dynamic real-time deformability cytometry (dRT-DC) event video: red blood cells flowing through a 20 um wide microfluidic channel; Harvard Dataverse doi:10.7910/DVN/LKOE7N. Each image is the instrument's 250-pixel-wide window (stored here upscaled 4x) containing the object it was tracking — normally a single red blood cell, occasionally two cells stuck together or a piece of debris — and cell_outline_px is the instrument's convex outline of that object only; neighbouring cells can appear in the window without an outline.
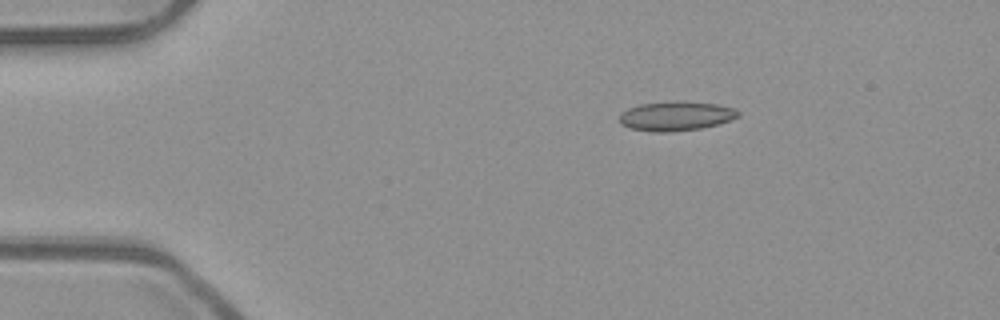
{"species": "common noctule bat (a hibernating species)", "species_latin": "Nyctalus noctula", "temperature_condition": "room temperature", "stored_images_in_passage": 44, "camera_frame_rate_fps": 3000, "um_per_image_px": 0.085, "animal": {"sex": "male", "body_mass_g": 23.1, "forearm_length_mm": 52.7}, "frame": {"image": 1, "passage_image": 1, "time_ms": 0.0, "image_size_px": [1000, 320], "cell_outline_px": [[740, 116], [716, 124], [700, 128], [664, 132], [656, 132], [632, 128], [620, 124], [620, 112], [628, 108], [640, 104], [716, 104], [732, 108], [740, 112]], "centroid_in_image_um": [57.41, 9.91], "position_along_channel_um": 27.6, "area_um2": 19.02}}
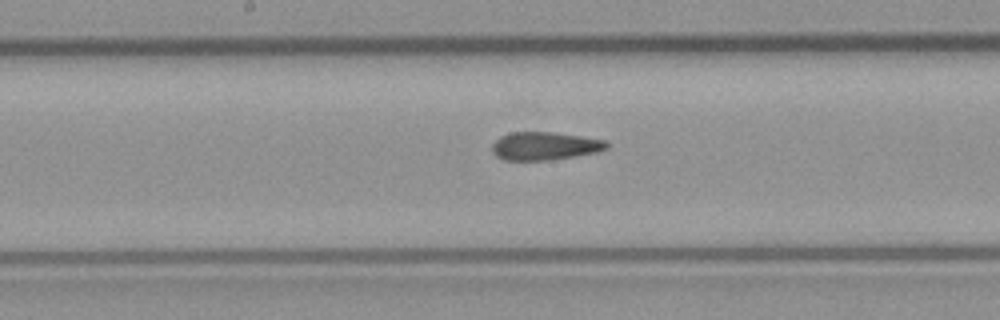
{"frame": {"image": 2, "passage_image": 19, "time_ms": 6.0, "image_size_px": [1000, 320], "cell_outline_px": [[608, 148], [596, 152], [548, 160], [504, 160], [496, 156], [492, 152], [492, 144], [500, 136], [512, 132], [552, 132], [580, 136], [604, 140], [608, 144]], "centroid_in_image_um": [46.26, 12.4], "position_along_channel_um": 201.9, "area_um2": 18.55}}
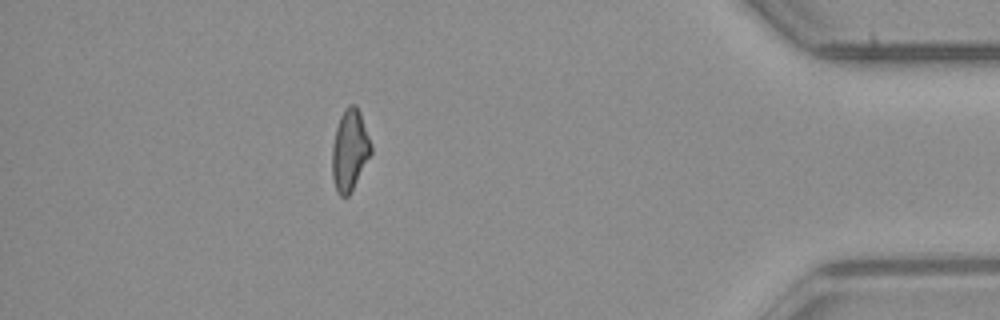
{"frame": {"image": 3, "passage_image": 38, "time_ms": 12.333, "image_size_px": [1000, 320], "cell_outline_px": [[372, 152], [348, 196], [340, 196], [336, 192], [332, 176], [332, 144], [336, 128], [340, 116], [344, 108], [348, 104], [356, 104], [360, 112], [372, 148]], "centroid_in_image_um": [29.7, 12.74], "position_along_channel_um": 405.5, "area_um2": 18.26}, "authors_computed_cell_mechanics": {"area_um2": 19.0162, "velocity_mm_per_s": 3.9899, "shape_relaxation_time_tau1_ms": 7.3601, "shape_relaxation_time_tau2_ms": 2.4505, "deformation_change_tau1": 0.1577, "deformation_change_tau2": 0.1032}}